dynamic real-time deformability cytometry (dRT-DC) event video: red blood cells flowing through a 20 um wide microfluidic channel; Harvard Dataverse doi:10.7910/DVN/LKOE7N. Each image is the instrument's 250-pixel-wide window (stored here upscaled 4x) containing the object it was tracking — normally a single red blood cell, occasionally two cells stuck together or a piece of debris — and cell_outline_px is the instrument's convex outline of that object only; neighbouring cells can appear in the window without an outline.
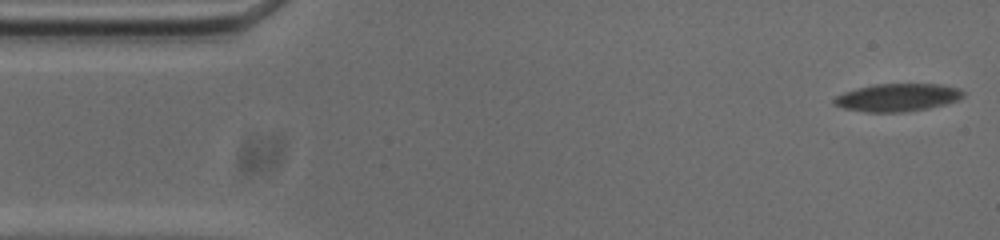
{"species": "common noctule bat (a hibernating species)", "species_latin": "Nyctalus noctula", "temperature_condition": "cold", "stored_images_in_passage": 59, "camera_frame_rate_fps": 3000, "um_per_image_px": 0.085, "animal": {"sex": "male", "body_mass_g": 20.0, "forearm_length_mm": 53.3}, "frame": {"image": 1, "passage_image": 1, "time_ms": 0.0, "image_size_px": [1000, 240], "cell_outline_px": [[964, 92], [956, 100], [944, 104], [928, 108], [900, 112], [868, 112], [844, 108], [836, 104], [832, 100], [836, 96], [844, 92], [876, 84], [936, 84], [956, 88]], "centroid_in_image_um": [76.24, 8.29], "position_along_channel_um": 8.8, "area_um2": 20.29}}
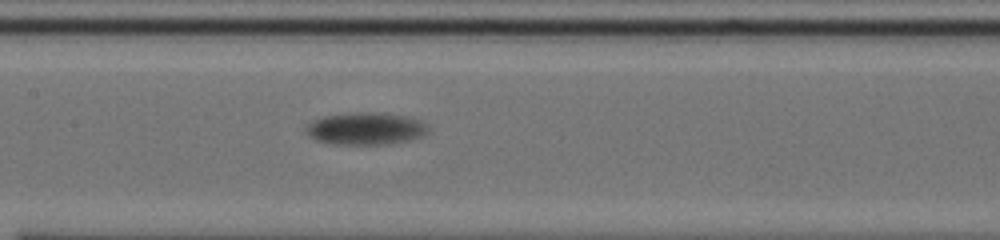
{"frame": {"image": 2, "passage_image": 26, "time_ms": 8.333, "image_size_px": [1000, 240], "cell_outline_px": [[428, 128], [420, 136], [404, 140], [384, 144], [332, 144], [316, 140], [308, 136], [304, 132], [304, 124], [312, 120], [324, 116], [356, 112], [372, 112], [404, 116], [416, 120], [424, 124]], "centroid_in_image_um": [30.91, 10.93], "position_along_channel_um": 176.5, "area_um2": 22.6}}
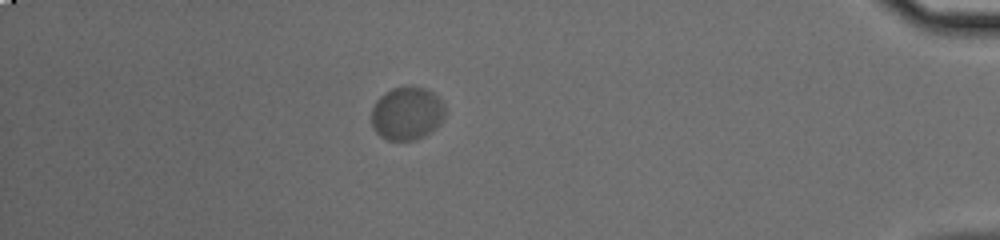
{"frame": {"image": 3, "passage_image": 51, "time_ms": 16.667, "image_size_px": [1000, 240], "cell_outline_px": [[444, 116], [440, 124], [436, 128], [424, 136], [412, 140], [388, 140], [380, 136], [372, 128], [372, 108], [376, 100], [384, 92], [392, 88], [412, 84], [424, 88], [432, 92], [440, 100], [444, 108]], "centroid_in_image_um": [34.56, 9.62], "position_along_channel_um": 400.6, "area_um2": 23.0}, "authors_computed_cell_mechanics": {"area_um2": 21.8484, "velocity_mm_per_s": 3.3667, "shape_relaxation_time_tau1_ms": 5.3211, "shape_relaxation_time_tau2_ms": null, "deformation_change_tau1": 0.1438, "deformation_change_tau2": null}}